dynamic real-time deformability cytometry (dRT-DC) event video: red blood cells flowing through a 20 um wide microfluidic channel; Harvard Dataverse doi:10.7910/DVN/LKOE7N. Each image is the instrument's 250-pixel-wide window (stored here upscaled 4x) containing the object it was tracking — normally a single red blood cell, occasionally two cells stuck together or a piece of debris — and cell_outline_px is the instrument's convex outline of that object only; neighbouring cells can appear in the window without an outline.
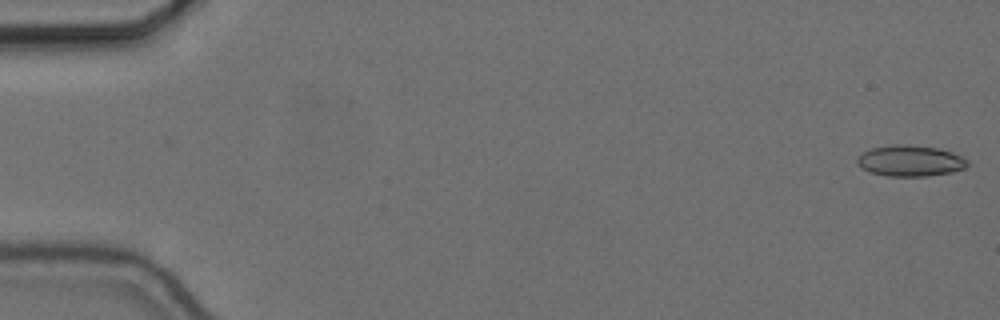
{"species": "common noctule bat (a hibernating species)", "species_latin": "Nyctalus noctula", "temperature_condition": "cold", "stored_images_in_passage": 56, "camera_frame_rate_fps": 3000, "um_per_image_px": 0.085, "animal": {"sex": "female", "body_mass_g": 24.6, "forearm_length_mm": 56.2}, "frame": {"image": 1, "passage_image": 1, "time_ms": 0.0, "image_size_px": [1000, 320], "cell_outline_px": [[968, 164], [964, 168], [952, 172], [928, 176], [888, 176], [872, 172], [864, 168], [856, 160], [864, 152], [872, 148], [892, 144], [908, 144], [936, 148], [952, 152], [964, 156], [968, 160]], "centroid_in_image_um": [77.43, 13.66], "position_along_channel_um": 7.6, "area_um2": 19.77}}
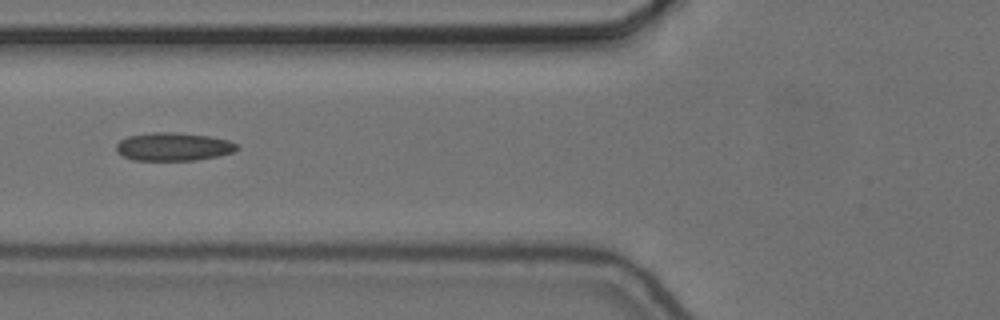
{"frame": {"image": 2, "passage_image": 22, "time_ms": 7.0, "image_size_px": [1000, 320], "cell_outline_px": [[240, 148], [232, 152], [216, 156], [196, 160], [132, 160], [116, 152], [116, 144], [120, 140], [128, 136], [156, 132], [172, 132], [208, 136], [228, 140], [240, 144]], "centroid_in_image_um": [14.74, 12.47], "position_along_channel_um": 111.1, "area_um2": 19.77}}
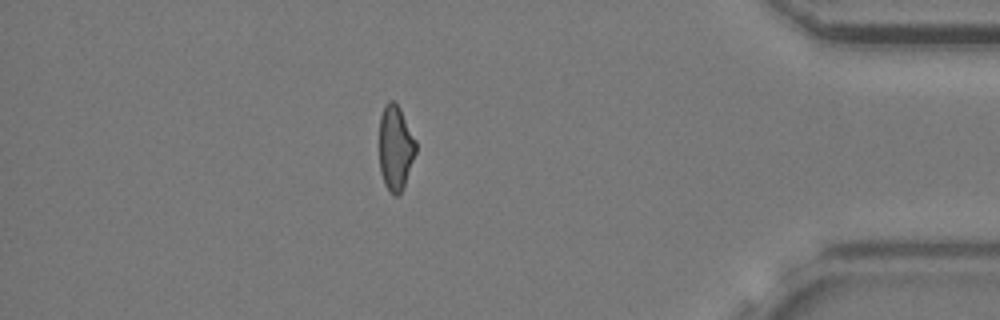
{"frame": {"image": 3, "passage_image": 49, "time_ms": 16.0, "image_size_px": [1000, 320], "cell_outline_px": [[416, 152], [404, 188], [396, 196], [392, 196], [384, 184], [380, 172], [380, 116], [384, 104], [388, 100], [392, 100], [400, 108], [416, 140]], "centroid_in_image_um": [33.62, 12.58], "position_along_channel_um": 401.6, "area_um2": 18.26}, "authors_computed_cell_mechanics": {"area_um2": 19.4497, "velocity_mm_per_s": 3.6664, "shape_relaxation_time_tau1_ms": null, "shape_relaxation_time_tau2_ms": 2.7297, "deformation_change_tau1": null, "deformation_change_tau2": 0.0905}}